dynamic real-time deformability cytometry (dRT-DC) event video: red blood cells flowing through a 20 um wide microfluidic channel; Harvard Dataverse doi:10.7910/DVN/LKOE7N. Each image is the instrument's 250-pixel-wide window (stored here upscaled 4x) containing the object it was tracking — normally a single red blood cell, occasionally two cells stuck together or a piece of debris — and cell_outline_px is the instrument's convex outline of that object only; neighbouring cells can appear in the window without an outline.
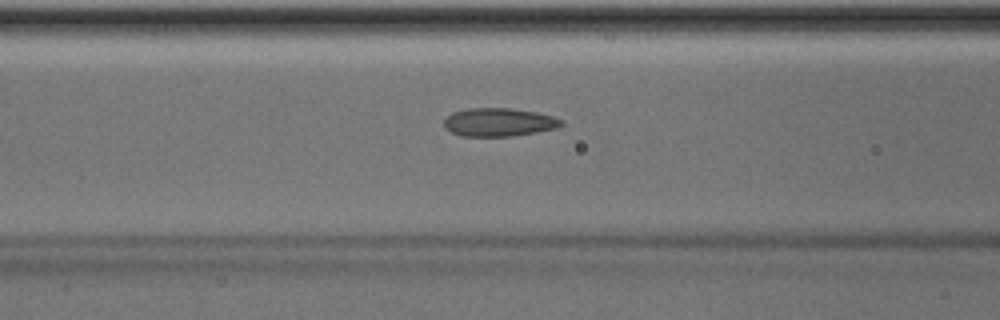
{"species": "Egyptian fruit bat (a non-hibernating species)", "species_latin": "Rousettus aegyptiacus", "temperature_condition": "room temperature", "stored_images_in_passage": 50, "camera_frame_rate_fps": 3000, "um_per_image_px": 0.085, "animal": {"sex": "male"}, "frame": {"image": 1, "passage_image": 20, "time_ms": 6.333, "image_size_px": [1000, 320], "cell_outline_px": [[564, 124], [556, 128], [536, 132], [512, 136], [460, 136], [444, 128], [444, 120], [452, 112], [468, 108], [508, 108], [536, 112], [552, 116], [564, 120]], "centroid_in_image_um": [42.4, 10.39], "position_along_channel_um": 124.2, "area_um2": 19.36}}
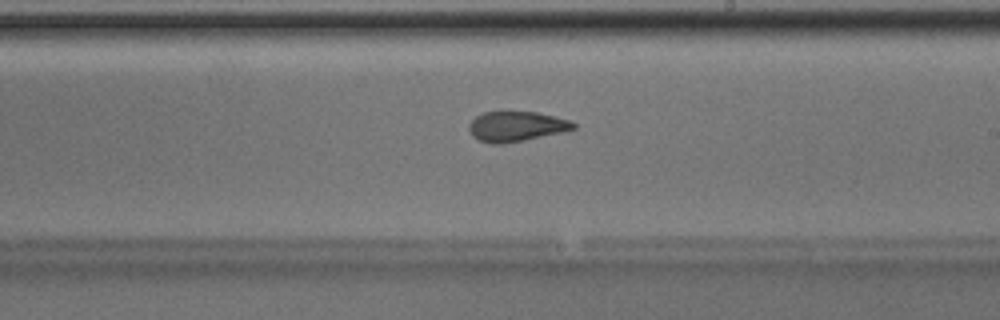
{"frame": {"image": 2, "passage_image": 29, "time_ms": 9.333, "image_size_px": [1000, 320], "cell_outline_px": [[576, 128], [560, 132], [524, 140], [500, 144], [496, 144], [480, 140], [472, 136], [468, 128], [468, 124], [476, 116], [484, 112], [500, 108], [536, 112], [572, 120], [576, 124]], "centroid_in_image_um": [43.85, 10.68], "position_along_channel_um": 245.2, "area_um2": 18.84}}
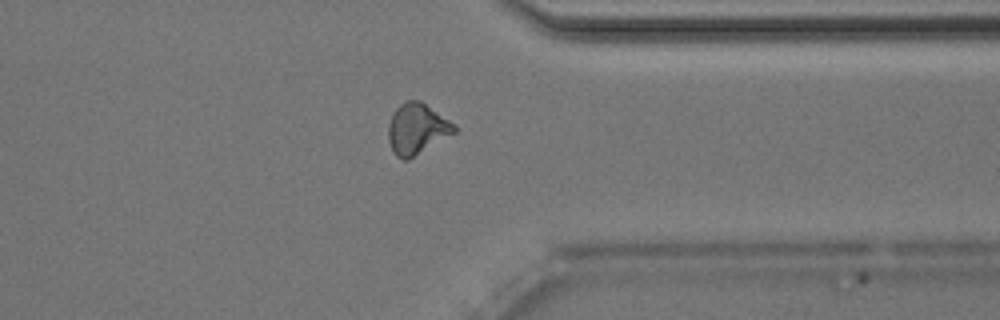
{"frame": {"image": 3, "passage_image": 39, "time_ms": 12.667, "image_size_px": [1000, 320], "cell_outline_px": [[456, 132], [408, 160], [404, 160], [396, 156], [392, 152], [388, 140], [388, 124], [392, 112], [400, 104], [408, 100], [420, 100], [456, 124]], "centroid_in_image_um": [35.42, 10.95], "position_along_channel_um": 376.0, "area_um2": 19.71}, "authors_computed_cell_mechanics": {"area_um2": 19.363, "velocity_mm_per_s": 4.0499, "shape_relaxation_time_tau1_ms": 5.6803, "shape_relaxation_time_tau2_ms": 1.4322, "deformation_change_tau1": 0.1373, "deformation_change_tau2": 0.0745}}